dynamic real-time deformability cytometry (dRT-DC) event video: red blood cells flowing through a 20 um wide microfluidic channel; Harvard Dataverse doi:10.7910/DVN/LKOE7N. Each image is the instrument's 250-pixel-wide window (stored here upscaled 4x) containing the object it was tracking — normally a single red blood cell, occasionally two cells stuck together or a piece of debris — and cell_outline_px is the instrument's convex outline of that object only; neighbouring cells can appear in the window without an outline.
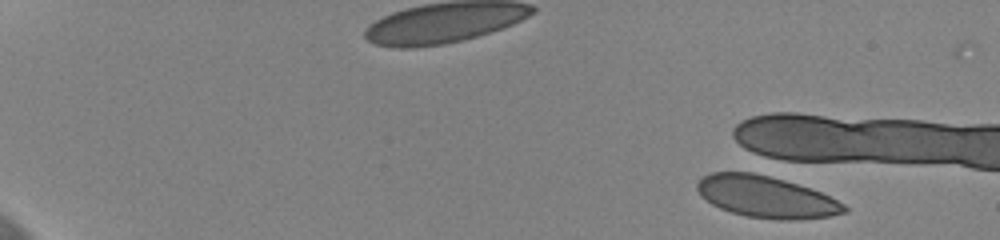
{"species": "human", "species_latin": "Homo sapiens", "temperature_condition": "cold", "stored_images_in_passage": 34, "camera_frame_rate_fps": 3000, "um_per_image_px": 0.085, "donor": {"sex": "female"}, "frame": {"image": 1, "passage_image": 1, "time_ms": 0.0, "image_size_px": [1000, 240], "cell_outline_px": [[848, 212], [832, 216], [792, 220], [780, 220], [748, 216], [732, 212], [720, 208], [712, 204], [700, 196], [696, 188], [696, 184], [704, 176], [712, 172], [752, 172], [784, 180], [820, 192], [844, 204], [848, 208]], "centroid_in_image_um": [65.11, 16.74], "position_along_channel_um": 19.9, "area_um2": 35.43}}
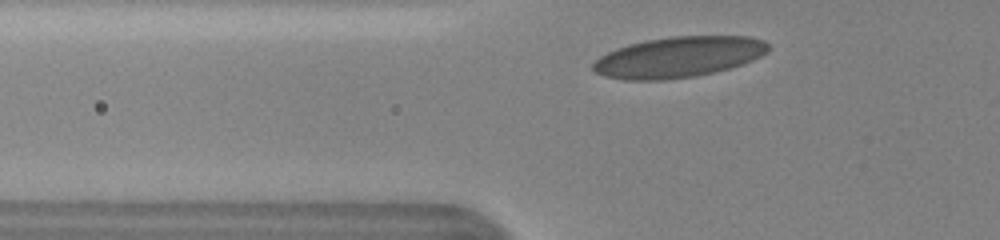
{"frame": {"image": 2, "passage_image": 6, "time_ms": 1.667, "image_size_px": [1000, 240], "cell_outline_px": [[772, 48], [768, 52], [752, 60], [728, 68], [696, 76], [664, 80], [624, 80], [604, 76], [596, 72], [592, 68], [592, 64], [600, 56], [616, 48], [628, 44], [644, 40], [672, 36], [748, 36], [764, 40]], "centroid_in_image_um": [57.67, 4.84], "position_along_channel_um": 68.1, "area_um2": 41.67}}
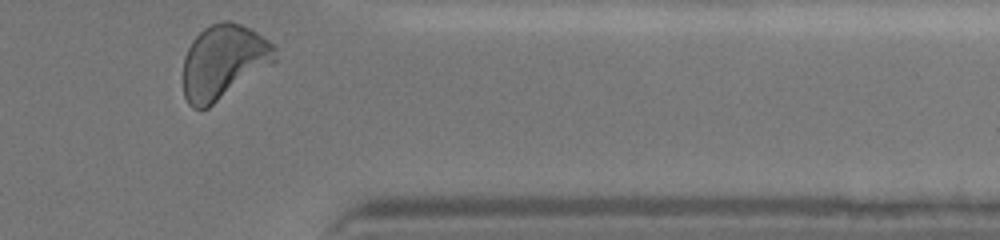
{"frame": {"image": 3, "passage_image": 34, "time_ms": 11.0, "image_size_px": [1000, 240], "cell_outline_px": [[276, 60], [272, 64], [208, 108], [192, 108], [188, 104], [184, 96], [184, 56], [192, 40], [204, 28], [212, 24], [224, 20], [232, 20], [256, 32], [276, 44]], "centroid_in_image_um": [19.01, 5.24], "position_along_channel_um": 392.4, "area_um2": 39.71}, "authors_computed_cell_mechanics": {"area_um2": 39.0728, "velocity_mm_per_s": 3.6042, "shape_relaxation_time_tau1_ms": 5.9268, "shape_relaxation_time_tau2_ms": null, "deformation_change_tau1": 0.156, "deformation_change_tau2": null}}